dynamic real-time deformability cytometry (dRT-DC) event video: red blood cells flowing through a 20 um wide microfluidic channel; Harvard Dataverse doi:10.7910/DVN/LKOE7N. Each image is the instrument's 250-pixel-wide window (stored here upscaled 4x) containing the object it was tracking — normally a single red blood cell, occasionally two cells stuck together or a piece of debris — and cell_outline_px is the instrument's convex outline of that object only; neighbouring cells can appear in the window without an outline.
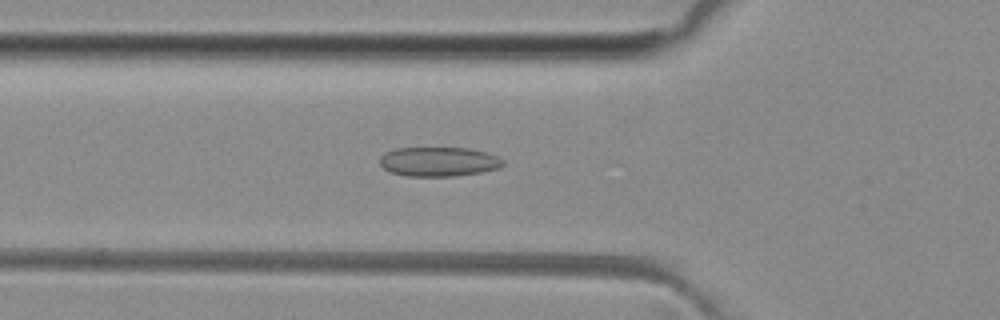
{"species": "common noctule bat (a hibernating species)", "species_latin": "Nyctalus noctula", "temperature_condition": "room temperature", "stored_images_in_passage": 38, "camera_frame_rate_fps": 3000, "um_per_image_px": 0.085, "animal": {"sex": "female", "body_mass_g": 29.2, "forearm_length_mm": 56.3}, "frame": {"image": 1, "passage_image": 8, "time_ms": 2.333, "image_size_px": [1000, 320], "cell_outline_px": [[504, 164], [500, 168], [480, 172], [456, 176], [408, 176], [392, 172], [384, 168], [380, 164], [380, 156], [396, 148], [468, 148], [500, 156], [504, 160]], "centroid_in_image_um": [37.33, 13.74], "position_along_channel_um": 88.5, "area_um2": 21.04}}
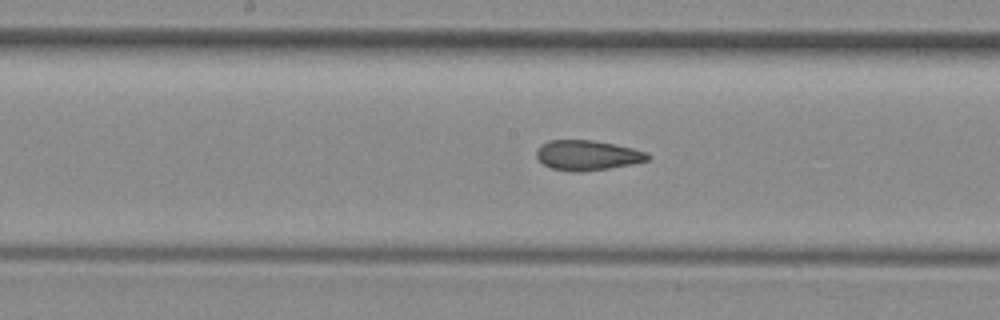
{"frame": {"image": 2, "passage_image": 16, "time_ms": 5.0, "image_size_px": [1000, 320], "cell_outline_px": [[652, 156], [648, 160], [632, 164], [608, 168], [580, 172], [576, 172], [552, 168], [544, 164], [536, 156], [536, 152], [540, 144], [548, 140], [592, 140], [632, 148], [648, 152]], "centroid_in_image_um": [49.93, 13.19], "position_along_channel_um": 198.3, "area_um2": 19.36}}
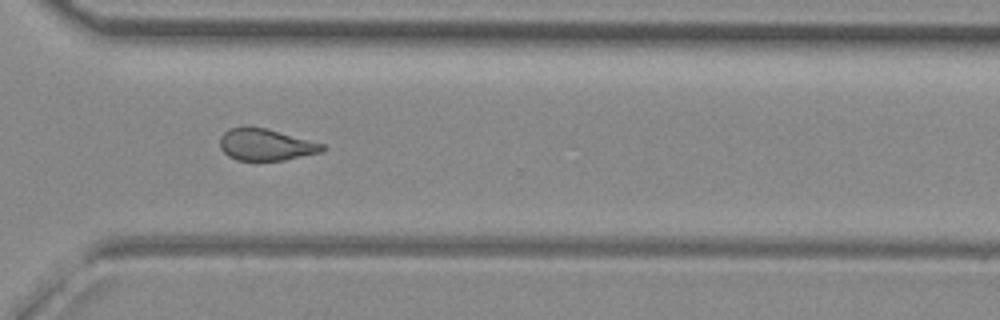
{"frame": {"image": 3, "passage_image": 27, "time_ms": 8.667, "image_size_px": [1000, 320], "cell_outline_px": [[324, 152], [284, 160], [236, 160], [228, 156], [220, 148], [220, 136], [228, 128], [264, 128], [324, 144]], "centroid_in_image_um": [22.59, 12.32], "position_along_channel_um": 348.0, "area_um2": 18.61}, "authors_computed_cell_mechanics": {"area_um2": 19.4208, "velocity_mm_per_s": 4.0929, "shape_relaxation_time_tau1_ms": null, "shape_relaxation_time_tau2_ms": 2.4666, "deformation_change_tau1": null, "deformation_change_tau2": 0.0986}}